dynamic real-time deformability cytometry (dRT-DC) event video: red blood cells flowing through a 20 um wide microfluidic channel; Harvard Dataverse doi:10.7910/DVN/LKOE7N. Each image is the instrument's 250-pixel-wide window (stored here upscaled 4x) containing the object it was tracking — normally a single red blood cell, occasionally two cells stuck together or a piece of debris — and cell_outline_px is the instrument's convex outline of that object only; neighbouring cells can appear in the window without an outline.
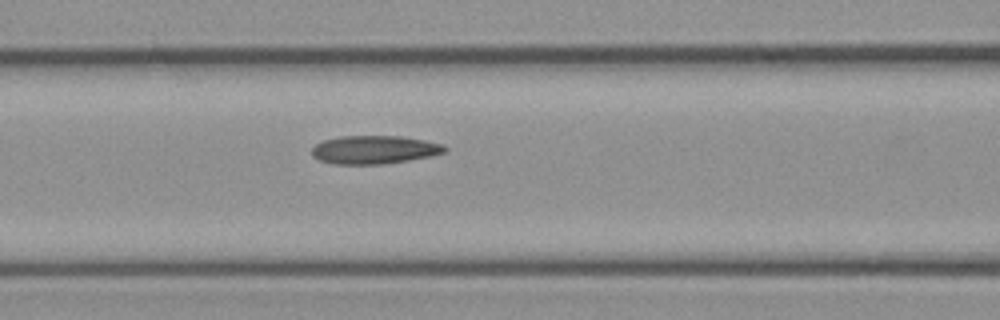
{"species": "common noctule bat (a hibernating species)", "species_latin": "Nyctalus noctula", "temperature_condition": "cold", "stored_images_in_passage": 6, "camera_frame_rate_fps": 3000, "um_per_image_px": 0.085, "animal": {"sex": "female", "body_mass_g": 21.9}, "frame": {"image": 1, "passage_image": 6, "time_ms": 1.667, "image_size_px": [1000, 320], "cell_outline_px": [[448, 152], [408, 160], [380, 164], [332, 164], [320, 160], [312, 156], [312, 148], [316, 144], [324, 140], [340, 136], [400, 136], [424, 140], [444, 144], [448, 148]], "centroid_in_image_um": [31.83, 12.72], "position_along_channel_um": 134.8, "area_um2": 21.91}}